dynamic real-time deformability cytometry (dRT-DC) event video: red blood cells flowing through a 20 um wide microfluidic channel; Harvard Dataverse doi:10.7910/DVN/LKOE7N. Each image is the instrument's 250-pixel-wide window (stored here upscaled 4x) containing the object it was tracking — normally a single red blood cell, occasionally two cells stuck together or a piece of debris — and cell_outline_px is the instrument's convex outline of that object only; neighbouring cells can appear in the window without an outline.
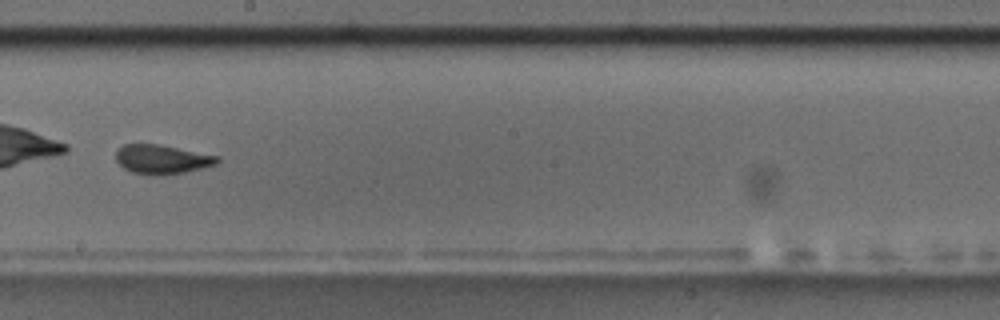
{"species": "common noctule bat (a hibernating species)", "species_latin": "Nyctalus noctula", "temperature_condition": "room temperature", "stored_images_in_passage": 54, "camera_frame_rate_fps": 3000, "um_per_image_px": 0.085, "animal": {"sex": "male", "body_mass_g": 17.5, "forearm_length_mm": 52.3}, "frame": {"image": 1, "passage_image": 31, "time_ms": 10.0, "image_size_px": [1000, 320], "cell_outline_px": [[220, 160], [216, 164], [204, 168], [184, 172], [156, 176], [132, 172], [124, 168], [116, 160], [116, 152], [124, 144], [160, 144], [220, 156]], "centroid_in_image_um": [13.8, 13.54], "position_along_channel_um": 234.4, "area_um2": 17.28}, "authors_computed_cell_mechanics": {"area_um2": 17.2533, "velocity_mm_per_s": 3.6011, "shape_relaxation_time_tau1_ms": 1.2249, "shape_relaxation_time_tau2_ms": null, "deformation_change_tau1": 0.2059, "deformation_change_tau2": null}}